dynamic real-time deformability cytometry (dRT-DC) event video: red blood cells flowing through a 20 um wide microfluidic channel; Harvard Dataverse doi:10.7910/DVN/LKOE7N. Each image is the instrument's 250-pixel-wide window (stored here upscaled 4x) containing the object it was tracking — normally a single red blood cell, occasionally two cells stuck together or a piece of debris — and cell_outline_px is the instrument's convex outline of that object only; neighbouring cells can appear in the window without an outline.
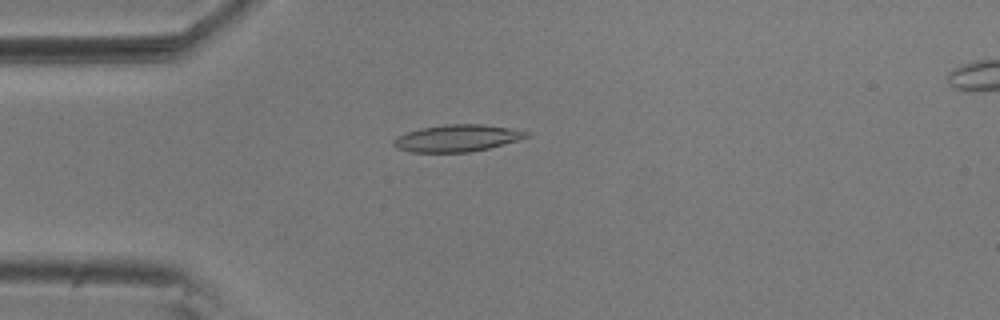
{"species": "common noctule bat (a hibernating species)", "species_latin": "Nyctalus noctula", "temperature_condition": "room temperature", "stored_images_in_passage": 55, "camera_frame_rate_fps": 3000, "um_per_image_px": 0.085, "animal": {"sex": "male", "body_mass_g": 20.5, "forearm_length_mm": 52.5}, "frame": {"image": 1, "passage_image": 14, "time_ms": 4.333, "image_size_px": [1000, 320], "cell_outline_px": [[532, 136], [520, 140], [488, 148], [468, 152], [412, 152], [396, 148], [392, 144], [392, 140], [396, 136], [420, 128], [444, 124], [480, 124], [508, 128], [532, 132]], "centroid_in_image_um": [38.87, 11.74], "position_along_channel_um": 46.1, "area_um2": 20.98}}
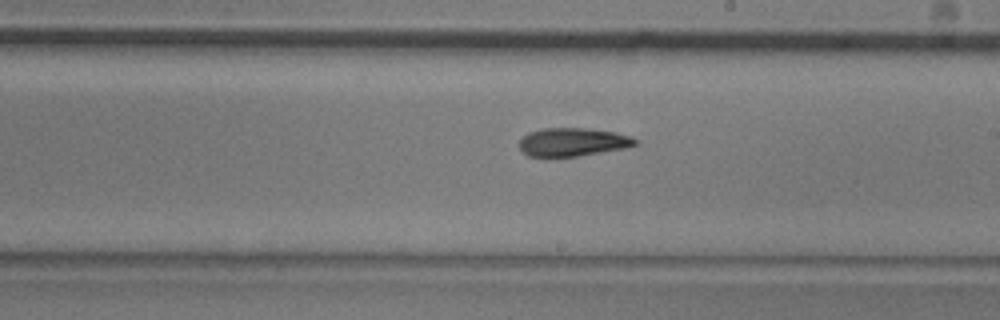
{"frame": {"image": 2, "passage_image": 31, "time_ms": 10.0, "image_size_px": [1000, 320], "cell_outline_px": [[640, 144], [624, 148], [576, 156], [528, 156], [520, 148], [520, 140], [528, 132], [544, 128], [584, 128], [616, 132], [632, 136], [640, 140]], "centroid_in_image_um": [48.74, 12.06], "position_along_channel_um": 240.3, "area_um2": 19.07}}
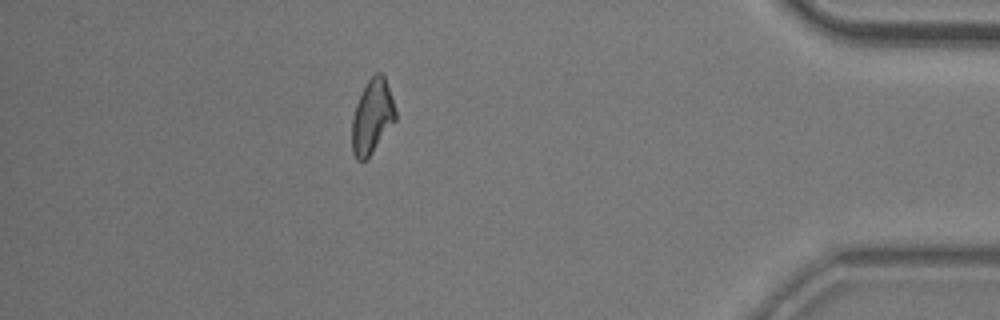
{"frame": {"image": 3, "passage_image": 48, "time_ms": 15.667, "image_size_px": [1000, 320], "cell_outline_px": [[396, 120], [372, 152], [364, 160], [356, 160], [352, 152], [352, 120], [356, 104], [368, 80], [376, 72], [380, 72], [384, 76], [392, 96], [396, 112]], "centroid_in_image_um": [31.64, 9.91], "position_along_channel_um": 403.6, "area_um2": 18.55}, "authors_computed_cell_mechanics": {"area_um2": 19.5364, "velocity_mm_per_s": 3.6714, "shape_relaxation_time_tau1_ms": null, "shape_relaxation_time_tau2_ms": 6.5305, "deformation_change_tau1": null, "deformation_change_tau2": 0.1634}}